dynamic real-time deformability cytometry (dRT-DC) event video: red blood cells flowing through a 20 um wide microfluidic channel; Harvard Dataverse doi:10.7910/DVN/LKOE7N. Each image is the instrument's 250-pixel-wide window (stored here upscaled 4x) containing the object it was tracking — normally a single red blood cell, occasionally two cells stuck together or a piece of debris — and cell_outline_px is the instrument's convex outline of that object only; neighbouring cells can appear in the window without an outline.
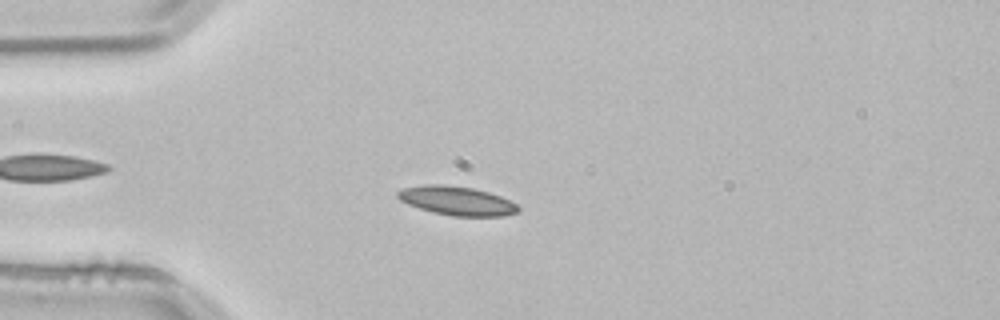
{"species": "common noctule bat (a hibernating species)", "species_latin": "Nyctalus noctula", "temperature_condition": "room temperature", "stored_images_in_passage": 52, "camera_frame_rate_fps": 3000, "um_per_image_px": 0.085, "animal": {"sex": "male", "body_mass_g": 21.5, "forearm_length_mm": 52.0}, "frame": {"image": 1, "passage_image": 13, "time_ms": 4.0, "image_size_px": [1000, 320], "cell_outline_px": [[520, 212], [504, 216], [452, 216], [432, 212], [408, 204], [400, 200], [396, 196], [396, 192], [404, 188], [424, 184], [444, 184], [472, 188], [488, 192], [500, 196], [516, 204], [520, 208]], "centroid_in_image_um": [38.83, 17.07], "position_along_channel_um": 46.2, "area_um2": 20.35}}
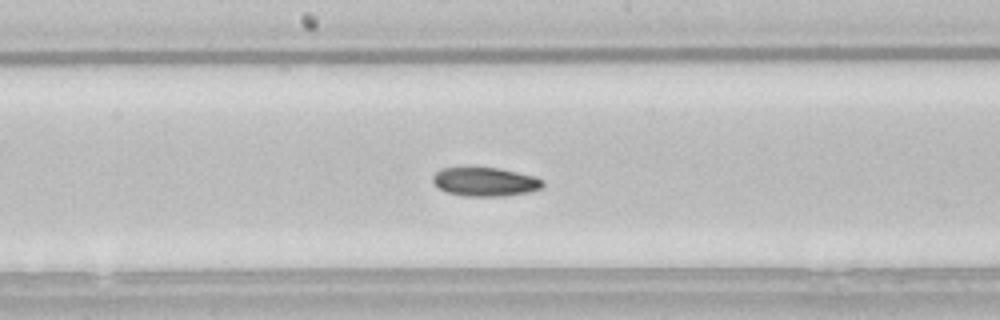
{"frame": {"image": 2, "passage_image": 27, "time_ms": 8.667, "image_size_px": [1000, 320], "cell_outline_px": [[544, 188], [528, 192], [504, 196], [464, 196], [448, 192], [440, 188], [432, 180], [432, 176], [440, 168], [500, 168], [536, 176], [544, 180]], "centroid_in_image_um": [41.29, 15.45], "position_along_channel_um": 206.9, "area_um2": 18.5}}
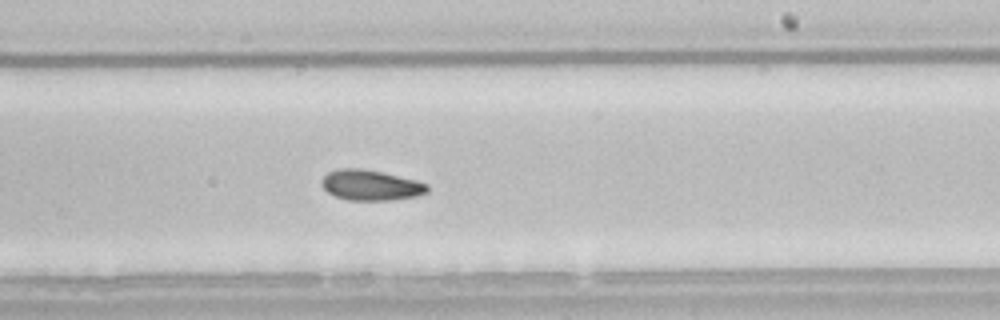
{"frame": {"image": 3, "passage_image": 31, "time_ms": 10.0, "image_size_px": [1000, 320], "cell_outline_px": [[428, 192], [416, 196], [392, 200], [348, 200], [336, 196], [328, 192], [320, 184], [320, 180], [328, 172], [340, 168], [360, 168], [380, 172], [416, 180], [428, 184]], "centroid_in_image_um": [31.49, 15.74], "position_along_channel_um": 257.5, "area_um2": 18.67}, "authors_computed_cell_mechanics": {"area_um2": 18.9006, "velocity_mm_per_s": 3.8119, "shape_relaxation_time_tau1_ms": null, "shape_relaxation_time_tau2_ms": 10.6169, "deformation_change_tau1": null, "deformation_change_tau2": 0.1424}}